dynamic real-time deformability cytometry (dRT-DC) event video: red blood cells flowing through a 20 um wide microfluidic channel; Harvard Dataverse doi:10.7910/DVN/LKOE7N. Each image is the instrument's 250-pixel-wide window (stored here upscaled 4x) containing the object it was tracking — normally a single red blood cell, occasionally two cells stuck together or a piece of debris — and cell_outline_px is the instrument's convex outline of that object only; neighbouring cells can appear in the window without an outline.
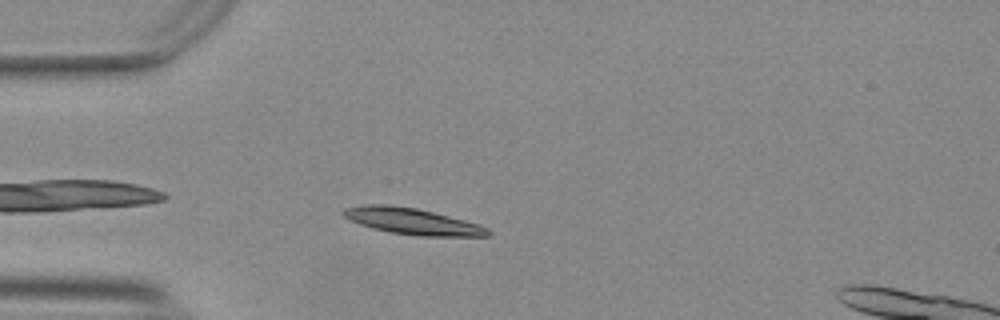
{"species": "Egyptian fruit bat (a non-hibernating species)", "species_latin": "Rousettus aegyptiacus", "temperature_condition": "warm", "stored_images_in_passage": 33, "camera_frame_rate_fps": 3000, "um_per_image_px": 0.085, "animal": {"sex": "female"}, "frame": {"image": 1, "passage_image": 1, "time_ms": 0.0, "image_size_px": [1000, 320], "cell_outline_px": [[492, 232], [488, 236], [420, 236], [388, 232], [372, 228], [348, 220], [340, 212], [344, 208], [364, 204], [384, 204], [416, 208], [480, 224], [488, 228]], "centroid_in_image_um": [35.01, 18.81], "position_along_channel_um": 50.0, "area_um2": 22.2}}
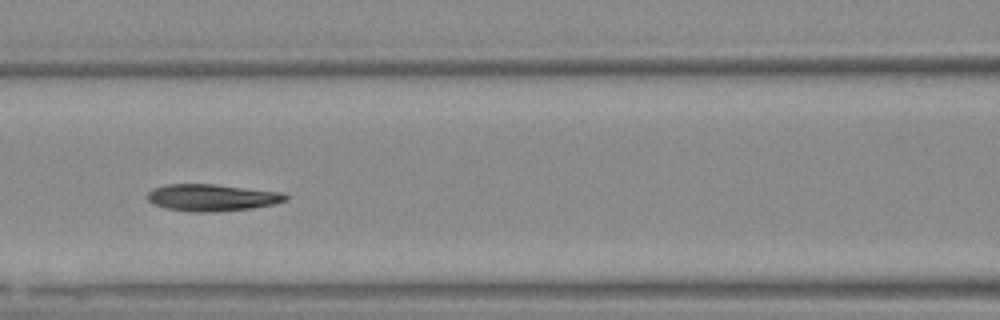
{"frame": {"image": 2, "passage_image": 10, "time_ms": 3.0, "image_size_px": [1000, 320], "cell_outline_px": [[288, 200], [272, 204], [252, 208], [216, 212], [192, 212], [164, 208], [152, 204], [148, 200], [148, 192], [152, 188], [168, 184], [212, 184], [284, 192], [288, 196]], "centroid_in_image_um": [18.0, 16.8], "position_along_channel_um": 148.6, "area_um2": 21.79}}
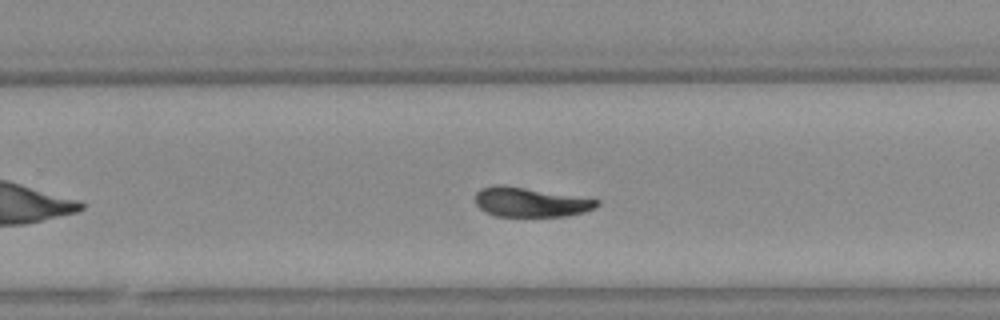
{"frame": {"image": 3, "passage_image": 21, "time_ms": 6.667, "image_size_px": [1000, 320], "cell_outline_px": [[600, 204], [596, 208], [584, 212], [568, 216], [496, 216], [480, 208], [476, 204], [476, 192], [480, 188], [496, 184], [504, 184], [600, 200]], "centroid_in_image_um": [45.1, 17.17], "position_along_channel_um": 284.7, "area_um2": 20.92}, "authors_computed_cell_mechanics": {"area_um2": 21.4438, "velocity_mm_per_s": 3.7294, "shape_relaxation_time_tau1_ms": 4.8091, "shape_relaxation_time_tau2_ms": 2.8034, "deformation_change_tau1": 0.1826, "deformation_change_tau2": 0.0845}}